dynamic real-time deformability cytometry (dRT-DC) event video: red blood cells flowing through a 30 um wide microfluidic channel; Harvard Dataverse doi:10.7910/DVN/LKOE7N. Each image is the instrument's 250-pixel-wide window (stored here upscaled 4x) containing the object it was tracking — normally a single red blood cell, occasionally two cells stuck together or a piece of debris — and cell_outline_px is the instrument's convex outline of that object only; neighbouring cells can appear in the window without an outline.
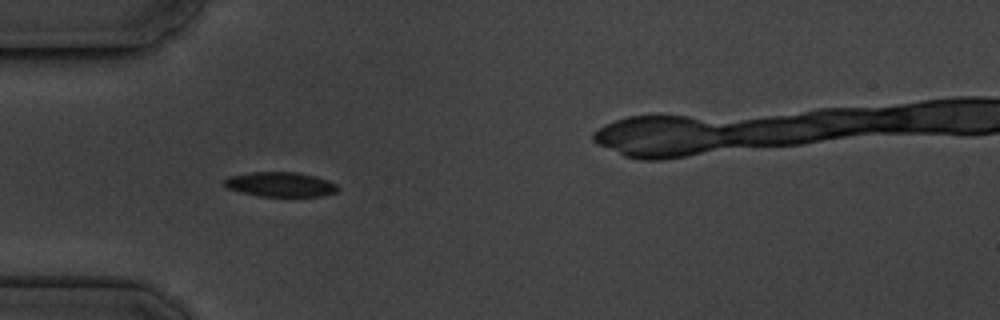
{"species": "common noctule bat (a hibernating species)", "species_latin": "Nyctalus noctula", "temperature_condition": "cold", "stored_images_in_passage": 5, "camera_frame_rate_fps": 3000, "um_per_image_px": 0.085, "animal": {"sex": "male", "body_mass_g": 19.5, "forearm_length_mm": 54.6}, "frame": {"image": 1, "passage_image": 3, "time_ms": 2.333, "image_size_px": [1000, 320], "cell_outline_px": [[340, 188], [336, 192], [324, 196], [256, 196], [240, 192], [228, 188], [224, 184], [224, 180], [228, 176], [252, 172], [300, 172], [328, 180], [336, 184]], "centroid_in_image_um": [23.85, 15.67], "position_along_channel_um": 61.2, "area_um2": 16.42}}